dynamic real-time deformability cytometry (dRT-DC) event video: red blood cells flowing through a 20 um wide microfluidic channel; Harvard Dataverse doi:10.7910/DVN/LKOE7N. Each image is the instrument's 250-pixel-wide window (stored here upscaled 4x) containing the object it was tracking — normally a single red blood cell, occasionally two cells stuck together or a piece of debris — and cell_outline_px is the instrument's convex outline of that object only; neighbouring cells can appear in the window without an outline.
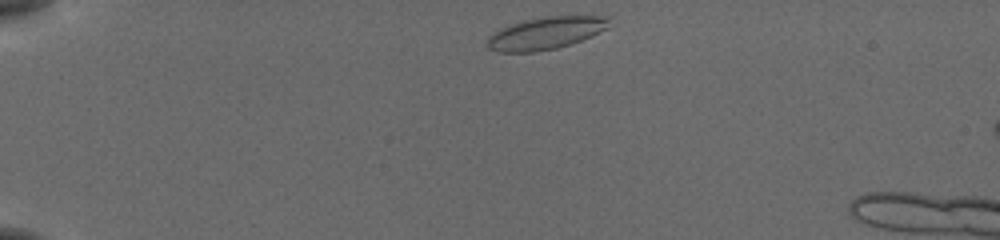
{"species": "common noctule bat (a hibernating species)", "species_latin": "Nyctalus noctula", "temperature_condition": "cold", "stored_images_in_passage": 7, "camera_frame_rate_fps": 3000, "um_per_image_px": 0.085, "animal": {"sex": "female", "body_mass_g": 19.5, "forearm_length_mm": 54.1}, "frame": {"image": 1, "passage_image": 1, "time_ms": 0.0, "image_size_px": [1000, 240], "cell_outline_px": [[612, 16], [608, 28], [592, 36], [572, 44], [556, 48], [532, 52], [496, 52], [488, 48], [488, 36], [512, 24], [524, 20], [548, 16]], "centroid_in_image_um": [46.45, 2.82], "position_along_channel_um": 38.5, "area_um2": 22.89}}